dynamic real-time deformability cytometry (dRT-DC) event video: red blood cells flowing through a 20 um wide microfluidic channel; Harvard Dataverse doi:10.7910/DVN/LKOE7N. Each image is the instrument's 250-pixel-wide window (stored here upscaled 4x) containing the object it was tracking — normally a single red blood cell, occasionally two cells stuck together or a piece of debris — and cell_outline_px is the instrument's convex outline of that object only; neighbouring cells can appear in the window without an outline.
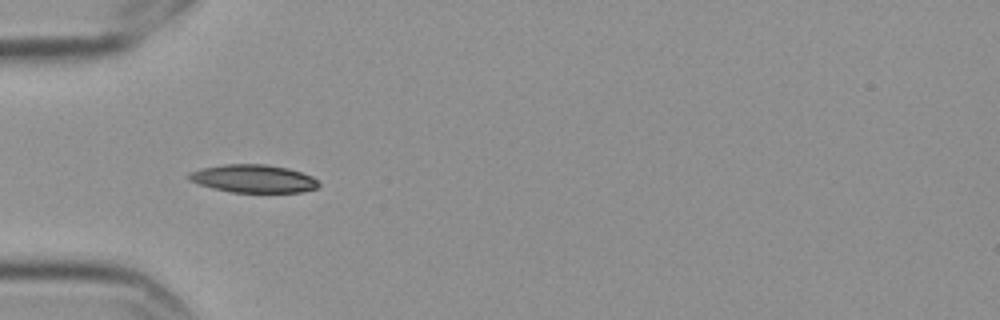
{"species": "Egyptian fruit bat (a non-hibernating species)", "species_latin": "Rousettus aegyptiacus", "temperature_condition": "cold", "stored_images_in_passage": 5, "camera_frame_rate_fps": 3000, "um_per_image_px": 0.085, "frame": {"image": 1, "passage_image": 5, "time_ms": 1.333, "image_size_px": [1000, 320], "cell_outline_px": [[320, 184], [316, 188], [304, 192], [232, 192], [212, 188], [188, 180], [184, 176], [188, 172], [200, 168], [224, 164], [264, 164], [288, 168], [312, 176]], "centroid_in_image_um": [21.48, 15.18], "position_along_channel_um": 63.5, "area_um2": 21.27}}